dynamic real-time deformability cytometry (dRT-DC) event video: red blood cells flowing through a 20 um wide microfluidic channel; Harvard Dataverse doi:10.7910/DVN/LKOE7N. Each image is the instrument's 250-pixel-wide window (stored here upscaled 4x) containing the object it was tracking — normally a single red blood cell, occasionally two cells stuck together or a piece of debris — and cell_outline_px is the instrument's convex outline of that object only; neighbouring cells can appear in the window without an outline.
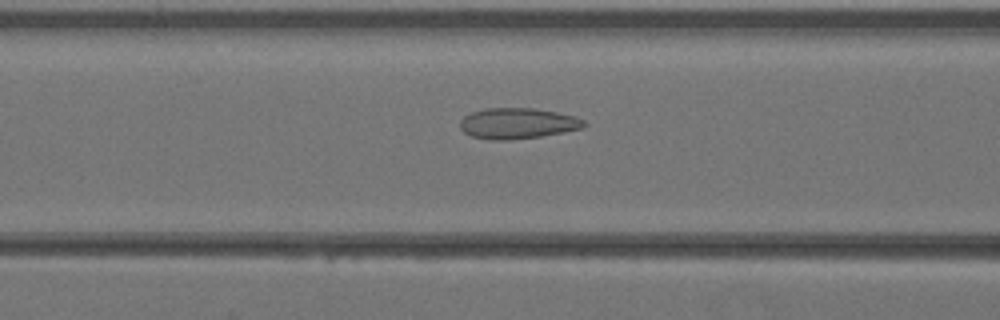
{"species": "Egyptian fruit bat (a non-hibernating species)", "species_latin": "Rousettus aegyptiacus", "temperature_condition": "warm", "stored_images_in_passage": 34, "camera_frame_rate_fps": 3000, "um_per_image_px": 0.085, "animal": {"sex": "female"}, "frame": {"image": 1, "passage_image": 10, "time_ms": 3.0, "image_size_px": [1000, 320], "cell_outline_px": [[588, 124], [584, 128], [540, 136], [508, 140], [492, 140], [472, 136], [464, 132], [460, 128], [460, 120], [464, 116], [472, 112], [484, 108], [532, 108], [556, 112], [576, 116], [584, 120]], "centroid_in_image_um": [44.0, 10.48], "position_along_channel_um": 122.6, "area_um2": 22.25}}
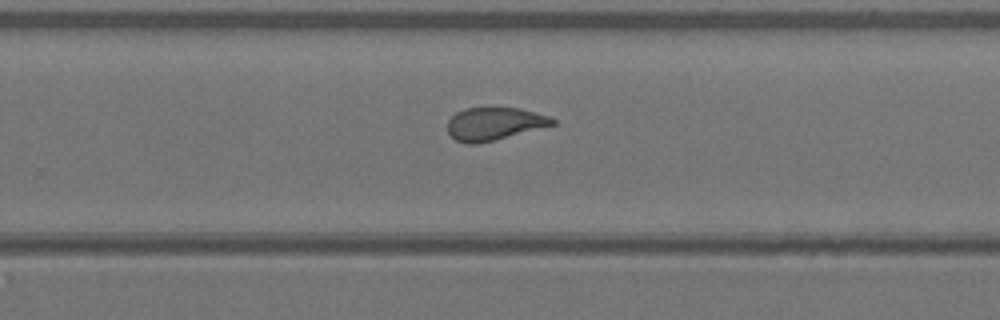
{"frame": {"image": 2, "passage_image": 20, "time_ms": 6.333, "image_size_px": [1000, 320], "cell_outline_px": [[556, 124], [476, 144], [468, 144], [456, 140], [448, 132], [448, 120], [456, 112], [464, 108], [520, 108], [548, 116], [556, 120]], "centroid_in_image_um": [41.99, 10.51], "position_along_channel_um": 287.8, "area_um2": 19.71}}
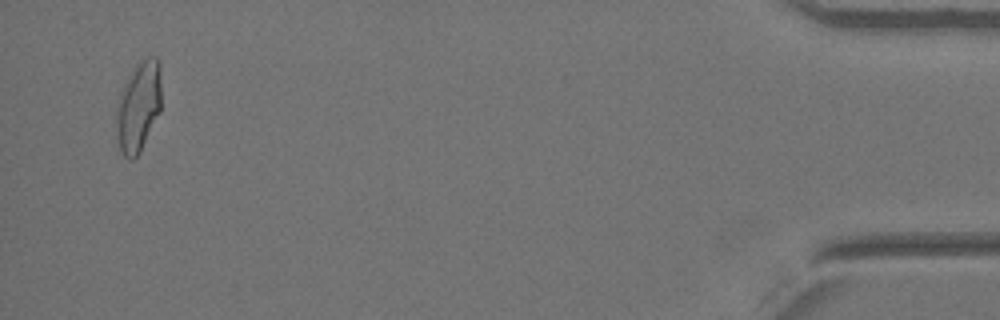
{"frame": {"image": 3, "passage_image": 33, "time_ms": 10.667, "image_size_px": [1000, 320], "cell_outline_px": [[160, 112], [140, 152], [132, 160], [128, 160], [124, 156], [120, 148], [116, 136], [116, 108], [120, 88], [136, 64], [140, 60], [148, 56], [156, 56], [160, 64]], "centroid_in_image_um": [11.75, 9.04], "position_along_channel_um": 423.5, "area_um2": 24.04}}